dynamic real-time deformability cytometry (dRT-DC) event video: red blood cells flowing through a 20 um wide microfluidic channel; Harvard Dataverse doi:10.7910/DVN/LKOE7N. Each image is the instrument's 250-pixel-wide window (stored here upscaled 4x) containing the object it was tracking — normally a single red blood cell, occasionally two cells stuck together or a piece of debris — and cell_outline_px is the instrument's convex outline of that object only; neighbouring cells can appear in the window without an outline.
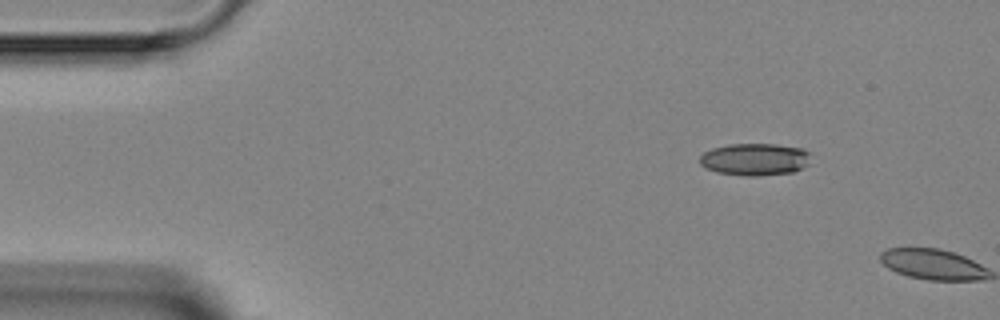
{"species": "Egyptian fruit bat (a non-hibernating species)", "species_latin": "Rousettus aegyptiacus", "temperature_condition": "room temperature", "stored_images_in_passage": 2, "camera_frame_rate_fps": 3000, "um_per_image_px": 0.085, "animal": {"sex": "female"}, "frame": {"image": 1, "passage_image": 1, "time_ms": 0.0, "image_size_px": [1000, 320], "cell_outline_px": [[808, 164], [792, 172], [760, 176], [744, 176], [716, 172], [704, 168], [700, 164], [700, 156], [704, 152], [712, 148], [728, 144], [776, 144], [800, 148], [808, 152]], "centroid_in_image_um": [64.1, 13.55], "position_along_channel_um": 20.9, "area_um2": 20.81}}